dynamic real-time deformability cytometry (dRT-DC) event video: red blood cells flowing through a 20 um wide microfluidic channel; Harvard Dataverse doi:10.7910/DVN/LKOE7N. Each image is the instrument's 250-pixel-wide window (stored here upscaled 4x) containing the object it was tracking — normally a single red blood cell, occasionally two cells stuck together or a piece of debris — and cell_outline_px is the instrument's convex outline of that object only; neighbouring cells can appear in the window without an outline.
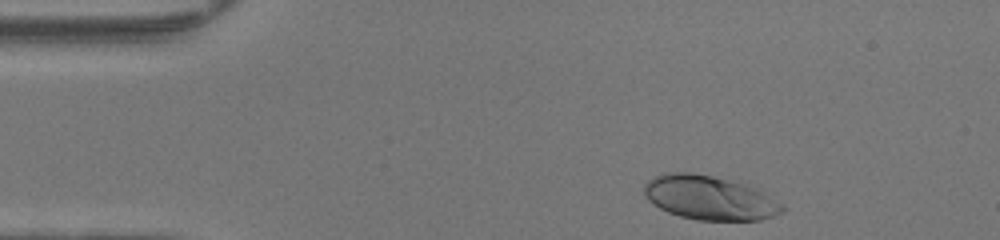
{"species": "human", "species_latin": "Homo sapiens", "temperature_condition": "warm", "stored_images_in_passage": 34, "camera_frame_rate_fps": 3000, "um_per_image_px": 0.085, "donor": {"sex": "female"}, "frame": {"image": 1, "passage_image": 2, "time_ms": 0.333, "image_size_px": [1000, 240], "cell_outline_px": [[784, 212], [760, 220], [696, 220], [680, 216], [668, 212], [652, 204], [644, 196], [644, 184], [648, 180], [664, 172], [692, 172], [712, 176], [728, 180], [756, 188], [780, 204], [784, 208]], "centroid_in_image_um": [60.24, 16.81], "position_along_channel_um": 24.8, "area_um2": 35.26}}
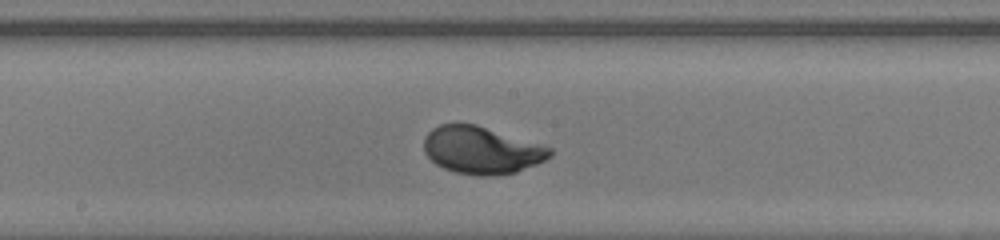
{"frame": {"image": 2, "passage_image": 20, "time_ms": 6.333, "image_size_px": [1000, 240], "cell_outline_px": [[552, 156], [536, 164], [516, 172], [496, 176], [480, 176], [456, 172], [444, 168], [436, 164], [424, 152], [424, 136], [432, 128], [440, 124], [476, 124], [540, 144], [552, 148]], "centroid_in_image_um": [40.92, 12.77], "position_along_channel_um": 207.3, "area_um2": 34.68}}
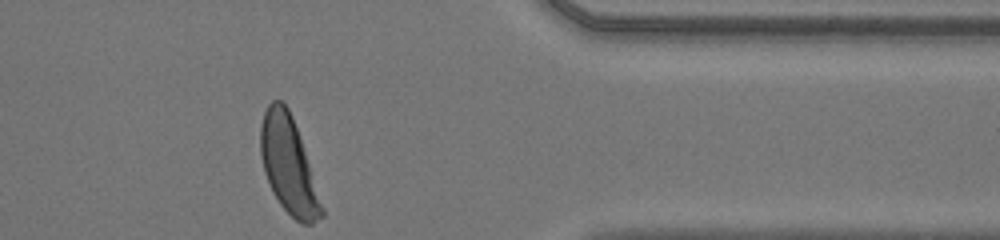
{"frame": {"image": 3, "passage_image": 34, "time_ms": 11.0, "image_size_px": [1000, 240], "cell_outline_px": [[324, 216], [312, 224], [300, 224], [280, 204], [272, 192], [264, 172], [260, 156], [260, 124], [264, 112], [268, 104], [272, 100], [280, 100], [288, 108], [292, 116], [324, 208]], "centroid_in_image_um": [24.5, 14.05], "position_along_channel_um": 386.9, "area_um2": 34.16}, "authors_computed_cell_mechanics": {"area_um2": 34.3621, "velocity_mm_per_s": 4.2595, "shape_relaxation_time_tau1_ms": 1.8567, "shape_relaxation_time_tau2_ms": null, "deformation_change_tau1": 0.1609, "deformation_change_tau2": null}}